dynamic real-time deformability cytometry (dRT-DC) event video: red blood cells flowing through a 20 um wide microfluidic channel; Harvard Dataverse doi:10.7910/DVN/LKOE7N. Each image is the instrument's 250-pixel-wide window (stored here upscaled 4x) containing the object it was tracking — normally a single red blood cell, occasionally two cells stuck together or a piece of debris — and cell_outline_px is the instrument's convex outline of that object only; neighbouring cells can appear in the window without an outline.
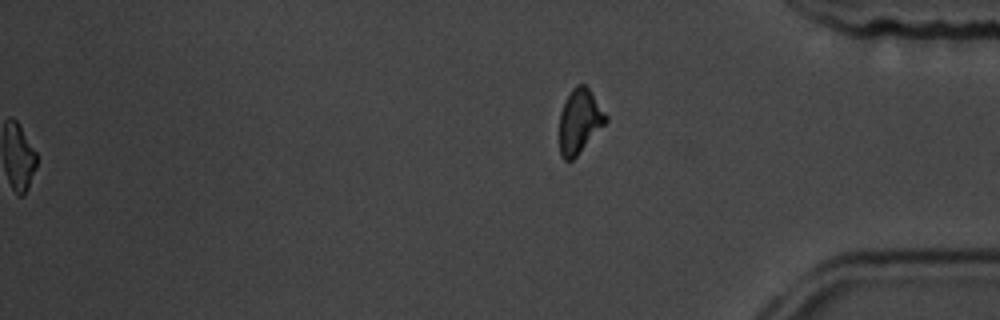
{"species": "common noctule bat (a hibernating species)", "species_latin": "Nyctalus noctula", "temperature_condition": "room temperature", "stored_images_in_passage": 15, "segment_of_instrument_passage": [2, 2], "camera_frame_rate_fps": 3000, "um_per_image_px": 0.085, "animal": {"sex": "male", "body_mass_g": 19.5, "forearm_length_mm": 54.6}, "frame": {"image": 1, "passage_image": 15, "time_ms": 16.333, "image_size_px": [1000, 320], "cell_outline_px": [[608, 120], [576, 156], [572, 160], [564, 160], [560, 156], [560, 112], [572, 88], [576, 84], [584, 84], [588, 88], [608, 116]], "centroid_in_image_um": [49.26, 10.3], "position_along_channel_um": 385.9, "area_um2": 17.05}}